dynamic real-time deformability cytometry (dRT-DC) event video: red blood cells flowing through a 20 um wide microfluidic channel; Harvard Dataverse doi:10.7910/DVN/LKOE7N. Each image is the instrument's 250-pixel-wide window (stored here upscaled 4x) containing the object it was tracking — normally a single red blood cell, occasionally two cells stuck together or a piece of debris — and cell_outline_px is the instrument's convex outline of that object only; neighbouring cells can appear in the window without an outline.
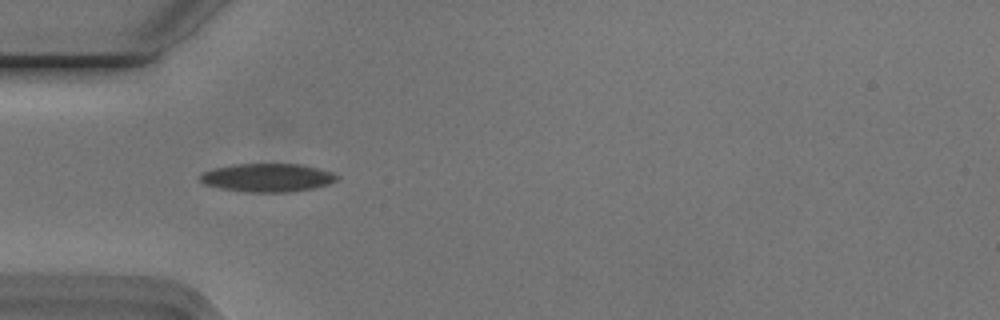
{"species": "Egyptian fruit bat (a non-hibernating species)", "species_latin": "Rousettus aegyptiacus", "temperature_condition": "cold", "stored_images_in_passage": 42, "camera_frame_rate_fps": 3000, "um_per_image_px": 0.085, "animal": {"sex": "male"}, "frame": {"image": 1, "passage_image": 4, "time_ms": 1.0, "image_size_px": [1000, 320], "cell_outline_px": [[340, 176], [336, 180], [328, 184], [312, 188], [292, 192], [248, 192], [220, 188], [204, 184], [200, 180], [200, 176], [204, 172], [212, 168], [232, 164], [300, 164], [332, 172]], "centroid_in_image_um": [22.72, 15.1], "position_along_channel_um": 62.3, "area_um2": 22.54}}
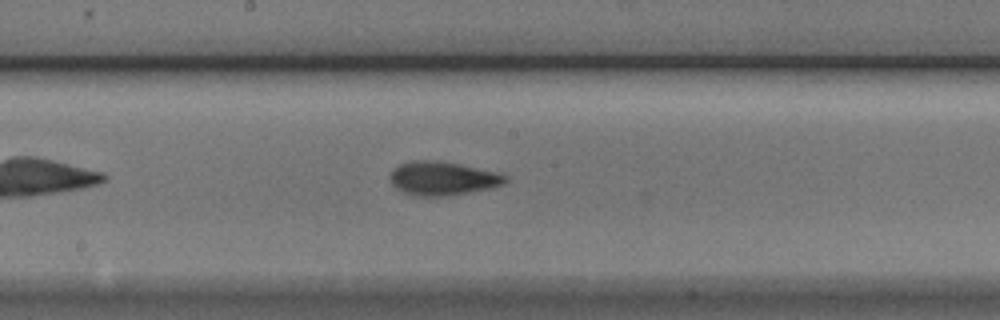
{"frame": {"image": 2, "passage_image": 16, "time_ms": 5.0, "image_size_px": [1000, 320], "cell_outline_px": [[508, 180], [504, 184], [488, 188], [468, 192], [444, 196], [412, 196], [396, 188], [392, 184], [392, 172], [400, 164], [412, 160], [436, 160], [460, 164], [496, 172], [508, 176]], "centroid_in_image_um": [37.63, 15.16], "position_along_channel_um": 210.6, "area_um2": 22.37}}
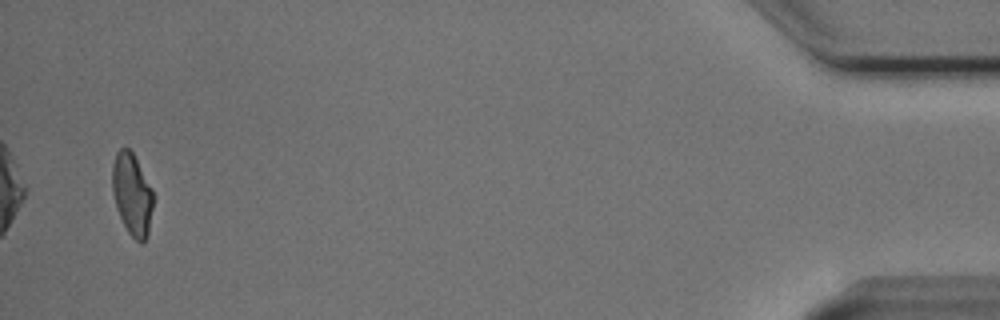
{"frame": {"image": 3, "passage_image": 40, "time_ms": 13.0, "image_size_px": [1000, 320], "cell_outline_px": [[152, 208], [148, 236], [140, 244], [128, 232], [116, 208], [112, 192], [112, 164], [116, 152], [120, 148], [128, 148], [132, 152], [152, 188]], "centroid_in_image_um": [11.21, 16.51], "position_along_channel_um": 424.0, "area_um2": 19.42}, "authors_computed_cell_mechanics": {"area_um2": 21.3282, "velocity_mm_per_s": 3.7474, "shape_relaxation_time_tau1_ms": 2.9643, "shape_relaxation_time_tau2_ms": 1.9184, "deformation_change_tau1": 0.127, "deformation_change_tau2": 0.0744}}